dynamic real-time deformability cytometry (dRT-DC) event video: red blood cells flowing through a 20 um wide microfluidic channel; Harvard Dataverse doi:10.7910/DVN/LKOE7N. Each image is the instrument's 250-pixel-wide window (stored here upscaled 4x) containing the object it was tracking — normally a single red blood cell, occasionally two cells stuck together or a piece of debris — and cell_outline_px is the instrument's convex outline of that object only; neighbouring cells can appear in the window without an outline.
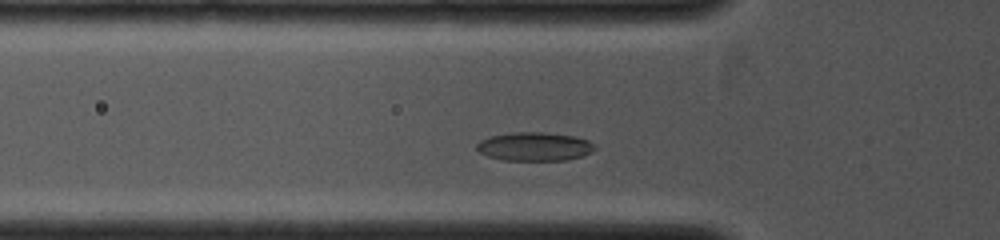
{"species": "common noctule bat (a hibernating species)", "species_latin": "Nyctalus noctula", "temperature_condition": "cold", "stored_images_in_passage": 5, "camera_frame_rate_fps": 4000, "um_per_image_px": 0.085, "animal": {"sex": "female", "body_mass_g": 19.0, "forearm_length_mm": 53.3}, "frame": {"image": 1, "passage_image": 4, "time_ms": 1.0, "image_size_px": [1000, 240], "cell_outline_px": [[596, 148], [592, 152], [584, 156], [568, 160], [504, 160], [488, 156], [480, 152], [476, 148], [476, 144], [480, 140], [492, 136], [512, 132], [544, 132], [572, 136], [588, 140], [596, 144]], "centroid_in_image_um": [45.47, 12.46], "position_along_channel_um": 80.3, "area_um2": 19.77}}